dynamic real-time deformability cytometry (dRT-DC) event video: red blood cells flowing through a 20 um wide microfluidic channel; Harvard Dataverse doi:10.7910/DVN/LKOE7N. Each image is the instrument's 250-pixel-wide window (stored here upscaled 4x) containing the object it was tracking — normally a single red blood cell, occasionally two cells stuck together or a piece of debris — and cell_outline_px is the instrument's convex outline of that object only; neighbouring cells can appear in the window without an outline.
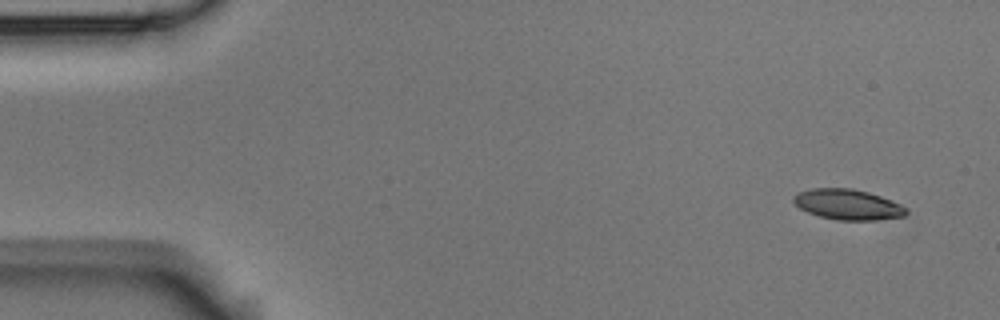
{"species": "Egyptian fruit bat (a non-hibernating species)", "species_latin": "Rousettus aegyptiacus", "temperature_condition": "room temperature", "stored_images_in_passage": 7, "camera_frame_rate_fps": 3000, "um_per_image_px": 0.085, "animal": {"sex": "male"}, "frame": {"image": 1, "passage_image": 1, "time_ms": 0.0, "image_size_px": [1000, 320], "cell_outline_px": [[908, 212], [904, 216], [876, 220], [836, 220], [820, 216], [808, 212], [800, 208], [792, 200], [792, 196], [800, 192], [812, 188], [852, 188], [868, 192], [880, 196], [900, 204], [908, 208]], "centroid_in_image_um": [72.07, 17.38], "position_along_channel_um": 12.9, "area_um2": 19.94}}
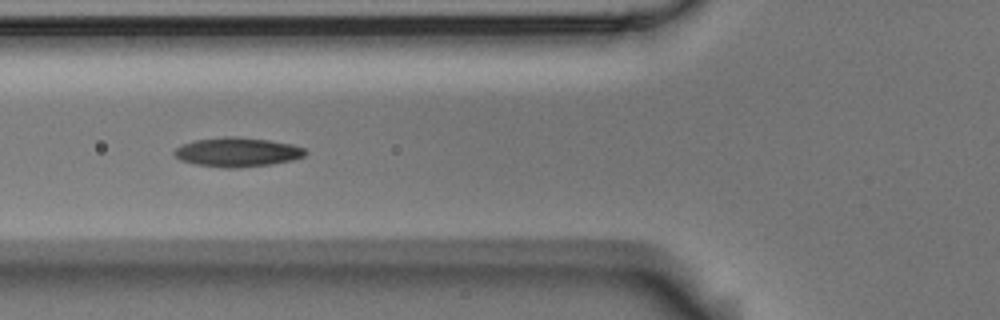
{"frame": {"image": 2, "passage_image": 6, "time_ms": 1.667, "image_size_px": [1000, 320], "cell_outline_px": [[308, 152], [304, 156], [292, 160], [272, 164], [240, 168], [220, 168], [196, 164], [180, 160], [172, 152], [176, 148], [184, 144], [196, 140], [224, 136], [236, 136], [268, 140], [292, 144], [304, 148]], "centroid_in_image_um": [20.18, 12.94], "position_along_channel_um": 105.6, "area_um2": 22.43}}
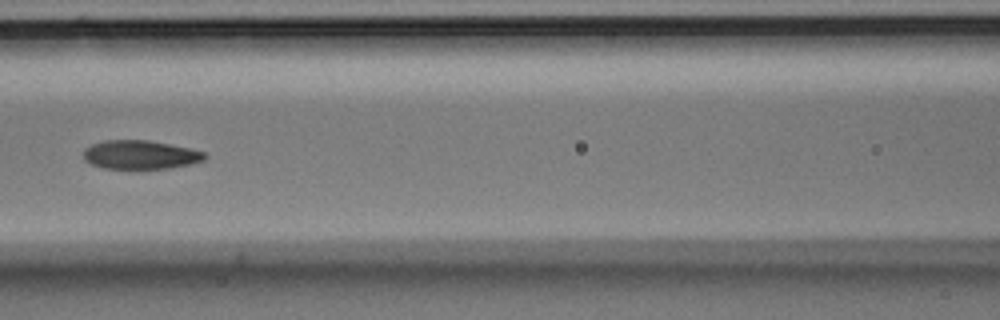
{"frame": {"image": 3, "passage_image": 7, "time_ms": 2.0, "image_size_px": [1000, 320], "cell_outline_px": [[208, 156], [204, 160], [192, 164], [168, 168], [104, 168], [92, 164], [84, 160], [84, 148], [92, 144], [104, 140], [148, 140], [188, 148], [204, 152]], "centroid_in_image_um": [11.92, 13.15], "position_along_channel_um": 154.7, "area_um2": 20.17}}